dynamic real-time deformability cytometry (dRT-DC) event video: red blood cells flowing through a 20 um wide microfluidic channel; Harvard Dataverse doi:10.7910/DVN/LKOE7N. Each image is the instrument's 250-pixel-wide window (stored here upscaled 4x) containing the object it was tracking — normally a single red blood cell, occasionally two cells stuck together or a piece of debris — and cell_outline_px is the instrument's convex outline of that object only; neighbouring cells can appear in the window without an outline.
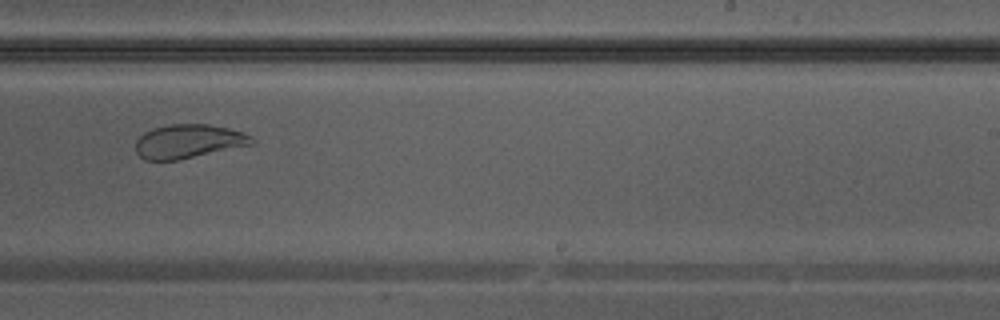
{"species": "Egyptian fruit bat (a non-hibernating species)", "species_latin": "Rousettus aegyptiacus", "temperature_condition": "warm", "stored_images_in_passage": 36, "camera_frame_rate_fps": 3000, "um_per_image_px": 0.085, "animal": {"sex": "male"}, "frame": {"image": 1, "passage_image": 21, "time_ms": 6.667, "image_size_px": [1000, 320], "cell_outline_px": [[256, 144], [176, 160], [144, 160], [136, 152], [136, 140], [144, 132], [152, 128], [168, 124], [208, 124], [228, 128], [252, 136], [256, 140]], "centroid_in_image_um": [16.03, 12.01], "position_along_channel_um": 273.0, "area_um2": 23.0}}